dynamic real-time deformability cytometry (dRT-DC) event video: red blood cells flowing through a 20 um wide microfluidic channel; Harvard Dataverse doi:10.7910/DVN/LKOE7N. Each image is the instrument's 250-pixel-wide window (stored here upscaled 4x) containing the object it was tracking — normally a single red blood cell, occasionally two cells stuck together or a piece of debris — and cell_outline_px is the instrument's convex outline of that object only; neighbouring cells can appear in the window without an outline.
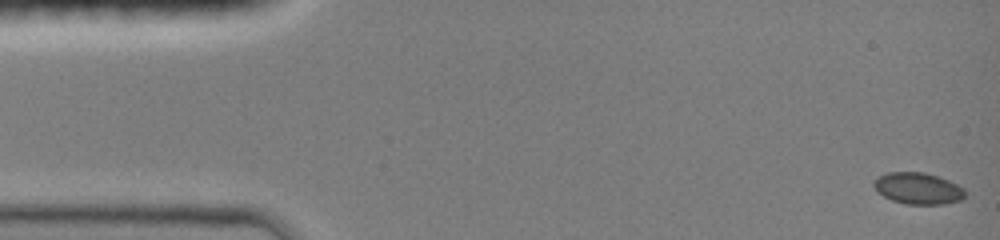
{"species": "common noctule bat (a hibernating species)", "species_latin": "Nyctalus noctula", "temperature_condition": "room temperature", "stored_images_in_passage": 28, "camera_frame_rate_fps": 3000, "um_per_image_px": 0.085, "animal": {"sex": "female", "body_mass_g": 19.0, "forearm_length_mm": 51.5}, "frame": {"image": 1, "passage_image": 1, "time_ms": 0.0, "image_size_px": [1000, 240], "cell_outline_px": [[964, 196], [960, 200], [944, 204], [908, 204], [892, 200], [884, 196], [872, 184], [880, 176], [888, 172], [924, 172], [948, 180], [964, 188]], "centroid_in_image_um": [78.05, 16.01], "position_along_channel_um": 7.0, "area_um2": 16.42}}
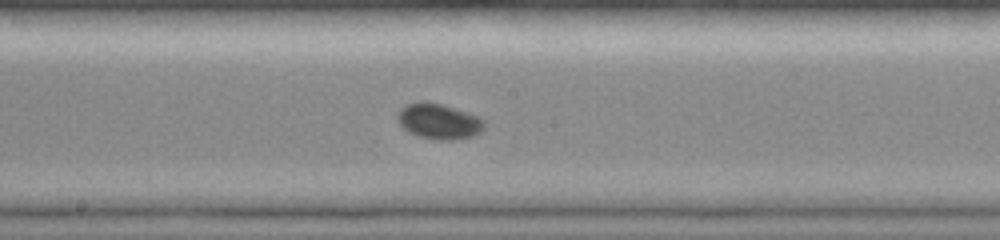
{"frame": {"image": 2, "passage_image": 12, "time_ms": 8.0, "image_size_px": [1000, 240], "cell_outline_px": [[484, 128], [480, 132], [472, 136], [456, 140], [436, 140], [416, 136], [408, 132], [396, 120], [396, 116], [400, 108], [408, 104], [420, 100], [424, 100], [440, 104], [476, 116], [484, 120]], "centroid_in_image_um": [37.24, 10.32], "position_along_channel_um": 211.0, "area_um2": 17.98}}
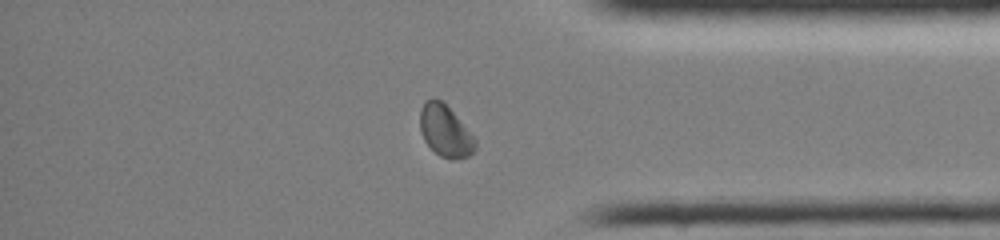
{"frame": {"image": 3, "passage_image": 23, "time_ms": 12.667, "image_size_px": [1000, 240], "cell_outline_px": [[476, 148], [468, 156], [452, 160], [440, 156], [424, 140], [420, 132], [420, 108], [424, 100], [432, 96], [440, 100], [452, 112], [476, 140]], "centroid_in_image_um": [37.8, 11.11], "position_along_channel_um": 397.4, "area_um2": 16.42}, "authors_computed_cell_mechanics": {"area_um2": 16.3863, "velocity_mm_per_s": 4.09, "shape_relaxation_time_tau1_ms": 1.9075, "shape_relaxation_time_tau2_ms": null, "deformation_change_tau1": 0.0418, "deformation_change_tau2": null}}